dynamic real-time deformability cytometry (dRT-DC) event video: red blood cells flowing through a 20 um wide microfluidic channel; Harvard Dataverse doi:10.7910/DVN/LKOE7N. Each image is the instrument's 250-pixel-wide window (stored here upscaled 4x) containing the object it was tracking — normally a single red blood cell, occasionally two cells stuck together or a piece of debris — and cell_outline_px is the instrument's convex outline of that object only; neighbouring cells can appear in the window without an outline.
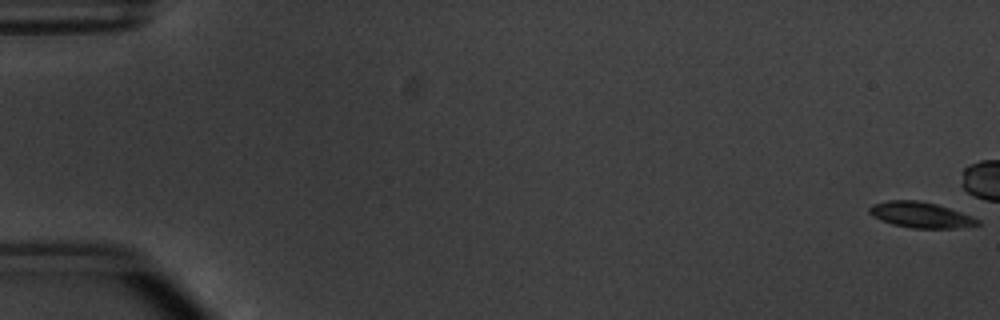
{"species": "common noctule bat (a hibernating species)", "species_latin": "Nyctalus noctula", "temperature_condition": "warm", "stored_images_in_passage": 9, "camera_frame_rate_fps": 3000, "um_per_image_px": 0.085, "animal": {"sex": "male", "body_mass_g": 20.1, "forearm_length_mm": 53.5}, "frame": {"image": 1, "passage_image": 1, "time_ms": 0.0, "image_size_px": [1000, 320], "cell_outline_px": [[980, 224], [956, 228], [912, 228], [892, 224], [880, 220], [872, 216], [868, 212], [868, 208], [872, 204], [888, 200], [916, 200], [936, 204], [972, 216], [980, 220]], "centroid_in_image_um": [78.21, 18.26], "position_along_channel_um": 6.8, "area_um2": 16.18}}